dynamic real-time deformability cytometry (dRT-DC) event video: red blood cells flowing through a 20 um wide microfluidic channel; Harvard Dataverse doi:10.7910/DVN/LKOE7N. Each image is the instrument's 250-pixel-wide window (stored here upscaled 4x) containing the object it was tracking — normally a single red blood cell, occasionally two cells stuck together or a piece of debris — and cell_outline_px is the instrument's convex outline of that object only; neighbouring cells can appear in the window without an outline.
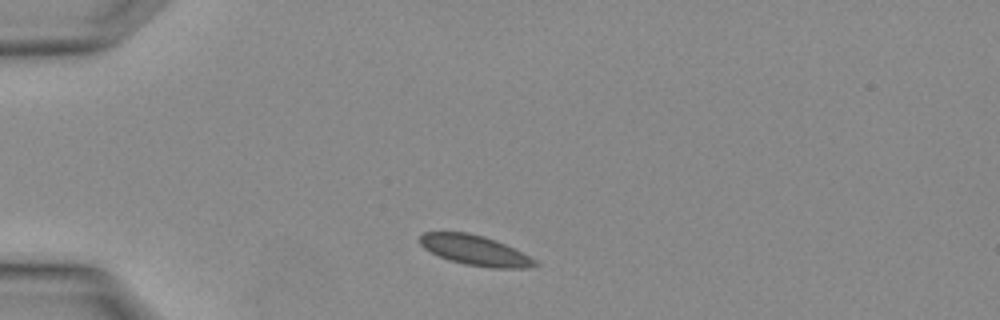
{"species": "Egyptian fruit bat (a non-hibernating species)", "species_latin": "Rousettus aegyptiacus", "temperature_condition": "warm", "stored_images_in_passage": 2, "camera_frame_rate_fps": 3000, "um_per_image_px": 0.085, "animal": {"sex": "female"}, "frame": {"image": 1, "passage_image": 1, "time_ms": 0.0, "image_size_px": [1000, 320], "cell_outline_px": [[540, 264], [528, 268], [492, 268], [468, 264], [448, 260], [424, 248], [420, 244], [420, 236], [424, 232], [468, 232], [484, 236], [496, 240], [536, 260]], "centroid_in_image_um": [40.38, 21.27], "position_along_channel_um": 44.6, "area_um2": 19.88}}
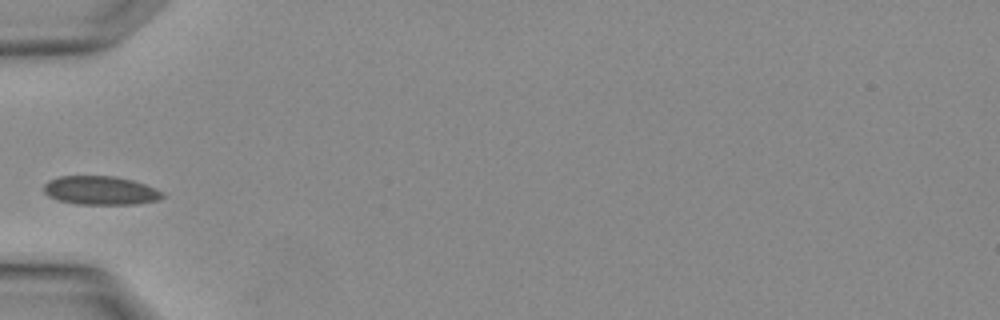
{"frame": {"image": 2, "passage_image": 2, "time_ms": 0.333, "image_size_px": [1000, 320], "cell_outline_px": [[164, 196], [156, 200], [136, 204], [76, 204], [56, 200], [48, 196], [44, 192], [44, 184], [48, 180], [60, 176], [116, 176], [132, 180], [156, 188], [164, 192]], "centroid_in_image_um": [8.52, 16.19], "position_along_channel_um": 76.5, "area_um2": 19.94}}